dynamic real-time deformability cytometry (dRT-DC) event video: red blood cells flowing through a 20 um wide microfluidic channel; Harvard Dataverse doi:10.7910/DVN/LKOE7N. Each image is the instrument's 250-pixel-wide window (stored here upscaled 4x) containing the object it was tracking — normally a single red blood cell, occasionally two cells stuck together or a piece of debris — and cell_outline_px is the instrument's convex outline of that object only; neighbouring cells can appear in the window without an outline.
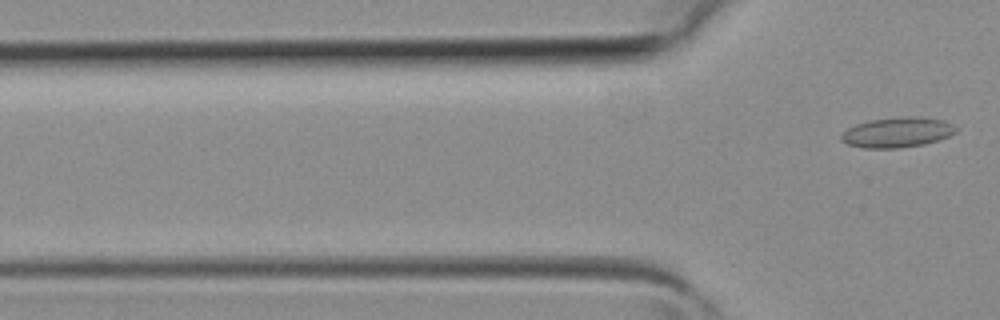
{"species": "common noctule bat (a hibernating species)", "species_latin": "Nyctalus noctula", "temperature_condition": "room temperature", "stored_images_in_passage": 4, "camera_frame_rate_fps": 3000, "um_per_image_px": 0.085, "animal": {"sex": "female", "body_mass_g": 19.3, "forearm_length_mm": 54.1}, "frame": {"image": 1, "passage_image": 4, "time_ms": 1.0, "image_size_px": [1000, 320], "cell_outline_px": [[956, 132], [948, 136], [924, 144], [900, 148], [864, 148], [848, 144], [840, 140], [840, 136], [848, 128], [856, 124], [868, 120], [912, 116], [916, 116], [944, 120], [952, 124], [956, 128]], "centroid_in_image_um": [76.25, 11.25], "position_along_channel_um": 49.6, "area_um2": 20.0}}